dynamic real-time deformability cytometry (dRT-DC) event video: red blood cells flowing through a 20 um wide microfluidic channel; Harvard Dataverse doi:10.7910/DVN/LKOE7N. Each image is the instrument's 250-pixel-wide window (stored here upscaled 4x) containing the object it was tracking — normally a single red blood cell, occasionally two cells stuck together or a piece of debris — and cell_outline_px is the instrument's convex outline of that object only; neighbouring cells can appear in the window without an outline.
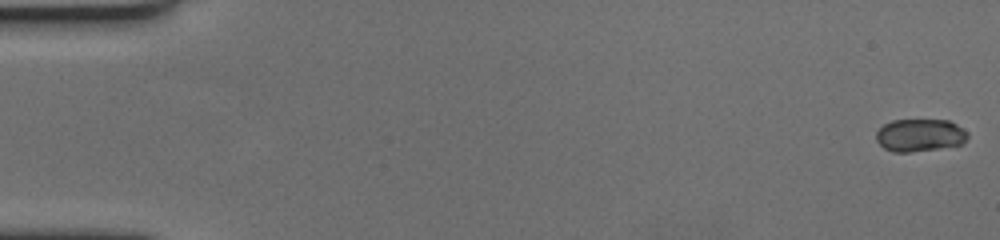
{"species": "human", "species_latin": "Homo sapiens", "temperature_condition": "cold", "stored_images_in_passage": 61, "camera_frame_rate_fps": 3000, "um_per_image_px": 0.085, "donor": {"sex": "female"}, "frame": {"image": 1, "passage_image": 1, "time_ms": 0.0, "image_size_px": [1000, 240], "cell_outline_px": [[968, 136], [964, 144], [908, 152], [892, 152], [884, 148], [876, 140], [876, 132], [884, 124], [892, 120], [948, 120], [956, 124], [968, 132]], "centroid_in_image_um": [78.19, 11.49], "position_along_channel_um": 6.8, "area_um2": 17.34}}
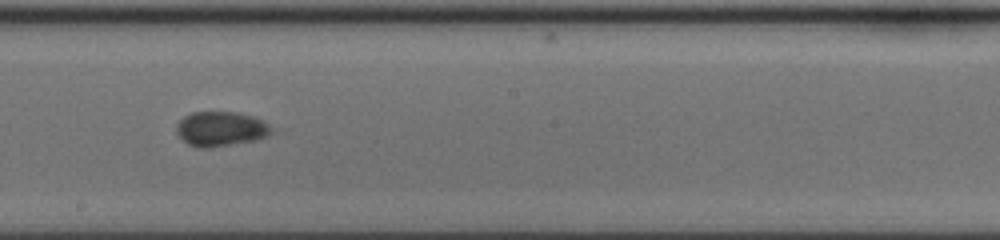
{"frame": {"image": 2, "passage_image": 35, "time_ms": 11.333, "image_size_px": [1000, 240], "cell_outline_px": [[272, 132], [268, 136], [256, 140], [208, 148], [196, 148], [188, 144], [176, 132], [176, 124], [184, 116], [192, 112], [240, 112], [264, 120], [272, 128]], "centroid_in_image_um": [18.77, 10.95], "position_along_channel_um": 229.4, "area_um2": 19.36}}
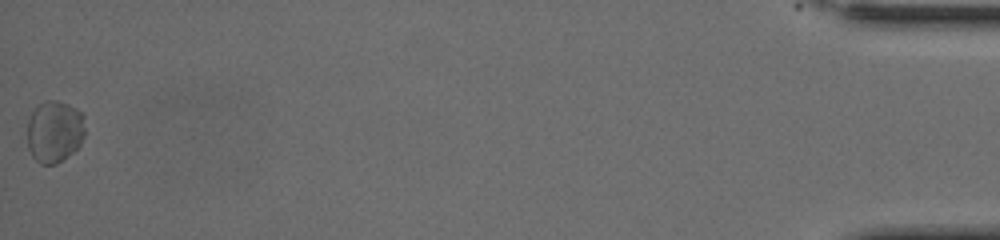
{"frame": {"image": 3, "passage_image": 61, "time_ms": 20.0, "image_size_px": [1000, 240], "cell_outline_px": [[84, 136], [80, 144], [72, 152], [56, 164], [40, 164], [32, 156], [28, 148], [28, 120], [32, 112], [44, 100], [56, 100], [68, 104], [76, 108], [84, 116]], "centroid_in_image_um": [4.63, 11.17], "position_along_channel_um": 430.6, "area_um2": 20.81}}